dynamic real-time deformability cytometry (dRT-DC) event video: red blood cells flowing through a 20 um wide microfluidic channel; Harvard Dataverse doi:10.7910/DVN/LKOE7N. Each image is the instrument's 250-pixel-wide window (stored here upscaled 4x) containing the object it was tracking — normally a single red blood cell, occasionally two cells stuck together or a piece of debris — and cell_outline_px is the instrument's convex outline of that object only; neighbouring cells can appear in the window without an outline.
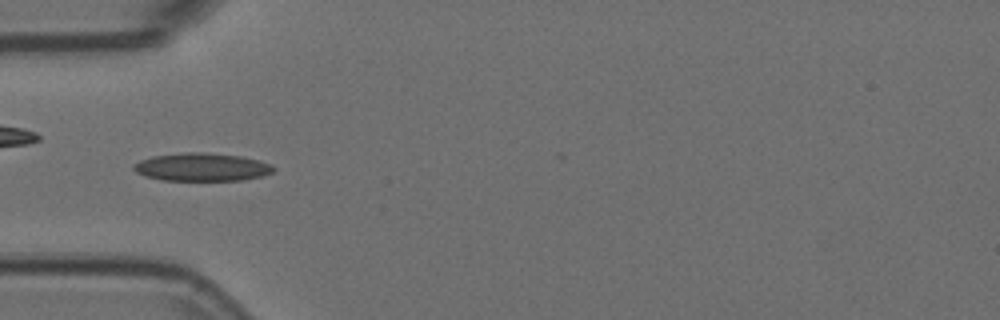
{"species": "Egyptian fruit bat (a non-hibernating species)", "species_latin": "Rousettus aegyptiacus", "temperature_condition": "room temperature", "stored_images_in_passage": 53, "camera_frame_rate_fps": 3000, "um_per_image_px": 0.085, "animal": {"sex": "female"}, "frame": {"image": 1, "passage_image": 16, "time_ms": 5.0, "image_size_px": [1000, 320], "cell_outline_px": [[276, 168], [272, 172], [260, 176], [244, 180], [160, 180], [144, 176], [136, 172], [132, 168], [132, 164], [140, 160], [152, 156], [184, 152], [204, 152], [240, 156], [272, 164]], "centroid_in_image_um": [17.11, 14.2], "position_along_channel_um": 67.9, "area_um2": 22.89}}
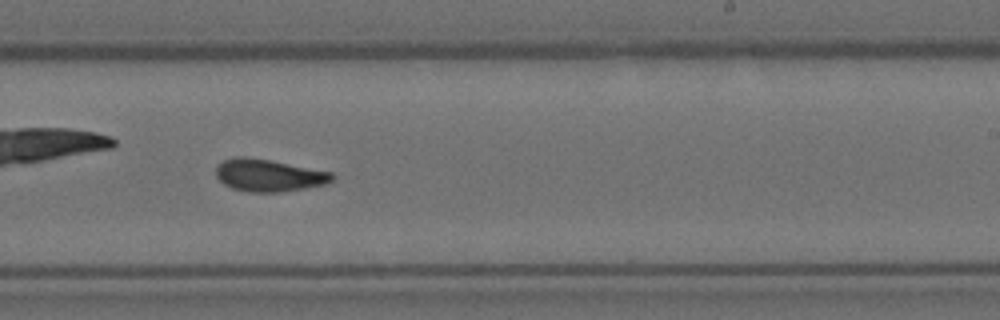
{"frame": {"image": 2, "passage_image": 32, "time_ms": 10.333, "image_size_px": [1000, 320], "cell_outline_px": [[336, 180], [328, 184], [280, 192], [248, 192], [232, 188], [224, 184], [216, 176], [216, 164], [224, 160], [236, 156], [244, 156], [268, 160], [332, 172], [336, 176]], "centroid_in_image_um": [22.86, 14.91], "position_along_channel_um": 266.1, "area_um2": 21.96}}
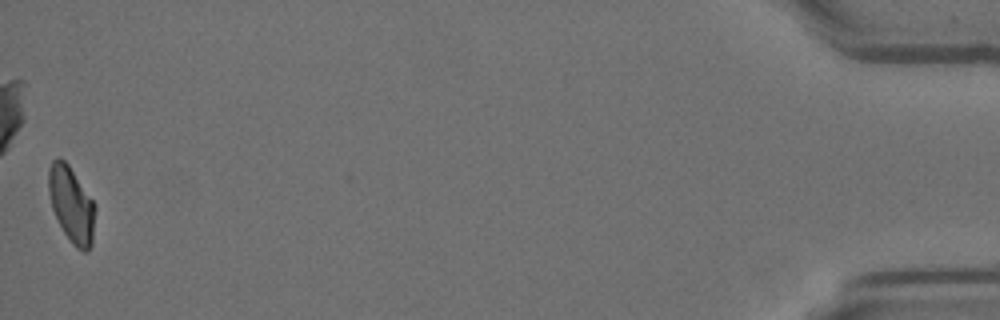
{"frame": {"image": 3, "passage_image": 53, "time_ms": 17.333, "image_size_px": [1000, 320], "cell_outline_px": [[96, 208], [92, 244], [88, 252], [84, 252], [76, 248], [72, 244], [64, 232], [52, 208], [48, 192], [48, 168], [52, 160], [64, 160], [68, 164], [96, 204]], "centroid_in_image_um": [6.09, 17.41], "position_along_channel_um": 429.1, "area_um2": 20.63}, "authors_computed_cell_mechanics": {"area_um2": 21.2704, "velocity_mm_per_s": 3.7107, "shape_relaxation_time_tau1_ms": 4.9274, "shape_relaxation_time_tau2_ms": 2.24, "deformation_change_tau1": 0.1568, "deformation_change_tau2": 0.0949}}